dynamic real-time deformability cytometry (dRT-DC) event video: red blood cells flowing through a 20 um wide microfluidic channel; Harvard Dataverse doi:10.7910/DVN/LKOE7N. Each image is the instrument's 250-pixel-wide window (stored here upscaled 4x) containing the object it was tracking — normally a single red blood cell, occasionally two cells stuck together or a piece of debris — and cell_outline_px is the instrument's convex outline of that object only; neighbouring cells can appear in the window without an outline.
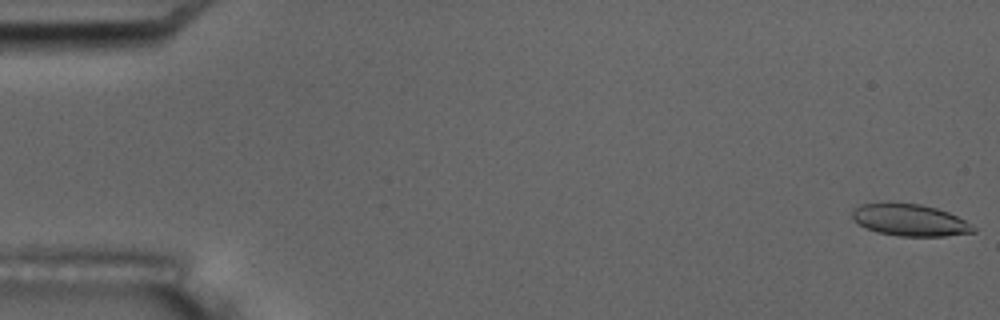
{"species": "common noctule bat (a hibernating species)", "species_latin": "Nyctalus noctula", "temperature_condition": "room temperature", "stored_images_in_passage": 5, "camera_frame_rate_fps": 3000, "um_per_image_px": 0.085, "animal": {"sex": "male", "body_mass_g": 17.5, "forearm_length_mm": 52.3}, "frame": {"image": 1, "passage_image": 1, "time_ms": 0.0, "image_size_px": [1000, 320], "cell_outline_px": [[976, 232], [944, 236], [900, 236], [876, 232], [852, 220], [852, 208], [860, 204], [888, 200], [920, 204], [936, 208], [948, 212], [972, 224], [976, 228]], "centroid_in_image_um": [77.29, 18.67], "position_along_channel_um": 7.7, "area_um2": 23.06}}